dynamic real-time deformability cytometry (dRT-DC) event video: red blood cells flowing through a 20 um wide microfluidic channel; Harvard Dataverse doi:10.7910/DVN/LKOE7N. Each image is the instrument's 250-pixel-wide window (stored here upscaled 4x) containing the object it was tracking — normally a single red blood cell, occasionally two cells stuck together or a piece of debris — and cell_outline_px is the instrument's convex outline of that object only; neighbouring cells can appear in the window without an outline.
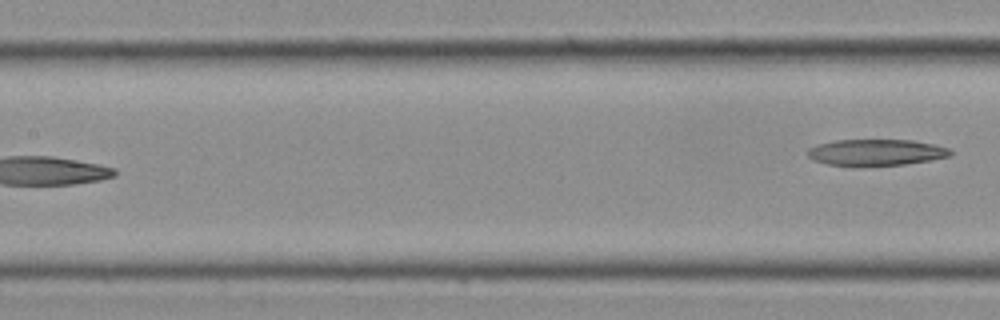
{"species": "Egyptian fruit bat (a non-hibernating species)", "species_latin": "Rousettus aegyptiacus", "temperature_condition": "cold", "stored_images_in_passage": 14, "segment_of_instrument_passage": [2, 2], "camera_frame_rate_fps": 3000, "um_per_image_px": 0.085, "frame": {"image": 1, "passage_image": 14, "time_ms": 4.333, "image_size_px": [1000, 320], "cell_outline_px": [[952, 156], [932, 160], [904, 164], [860, 168], [852, 168], [824, 164], [812, 160], [808, 156], [808, 148], [816, 144], [836, 140], [912, 140], [932, 144], [948, 148], [952, 152]], "centroid_in_image_um": [74.4, 12.99], "position_along_channel_um": 133.0, "area_um2": 22.72}}